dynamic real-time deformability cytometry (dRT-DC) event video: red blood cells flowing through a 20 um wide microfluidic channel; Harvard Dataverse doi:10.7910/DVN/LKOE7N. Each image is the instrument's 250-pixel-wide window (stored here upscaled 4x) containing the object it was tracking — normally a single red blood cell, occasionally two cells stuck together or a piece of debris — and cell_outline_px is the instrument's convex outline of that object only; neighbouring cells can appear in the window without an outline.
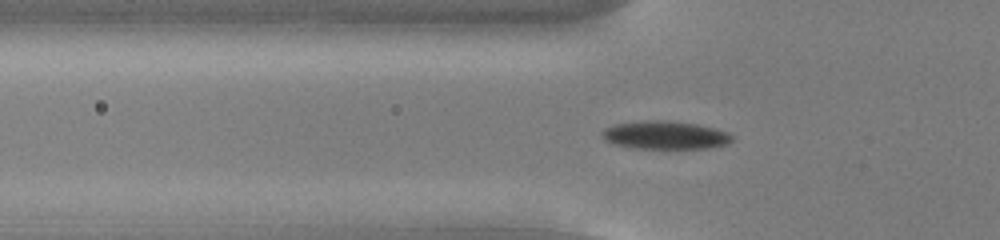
{"species": "common noctule bat (a hibernating species)", "species_latin": "Nyctalus noctula", "temperature_condition": "cold", "stored_images_in_passage": 50, "camera_frame_rate_fps": 3000, "um_per_image_px": 0.085, "animal": {"sex": "male", "body_mass_g": 13.0, "forearm_length_mm": 53.1}, "frame": {"image": 1, "passage_image": 14, "time_ms": 4.333, "image_size_px": [1000, 240], "cell_outline_px": [[736, 136], [728, 144], [708, 148], [636, 148], [616, 144], [604, 140], [600, 132], [604, 128], [616, 124], [644, 120], [668, 120], [696, 124], [716, 128], [728, 132]], "centroid_in_image_um": [56.57, 11.47], "position_along_channel_um": 69.2, "area_um2": 21.44}}
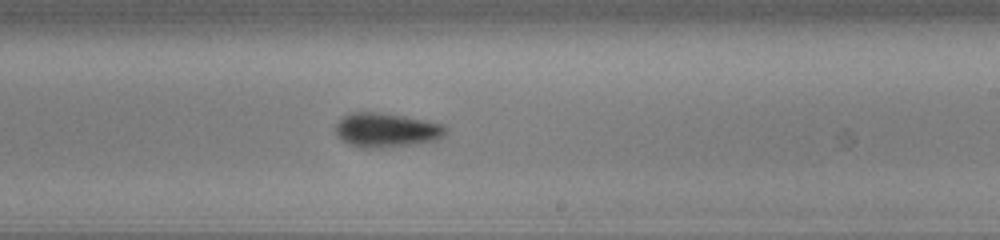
{"frame": {"image": 2, "passage_image": 29, "time_ms": 9.333, "image_size_px": [1000, 240], "cell_outline_px": [[448, 128], [444, 136], [436, 140], [416, 144], [380, 148], [360, 148], [348, 144], [340, 140], [336, 136], [336, 124], [344, 116], [352, 112], [376, 112], [404, 116], [424, 120], [440, 124]], "centroid_in_image_um": [32.82, 11.07], "position_along_channel_um": 256.2, "area_um2": 22.08}}
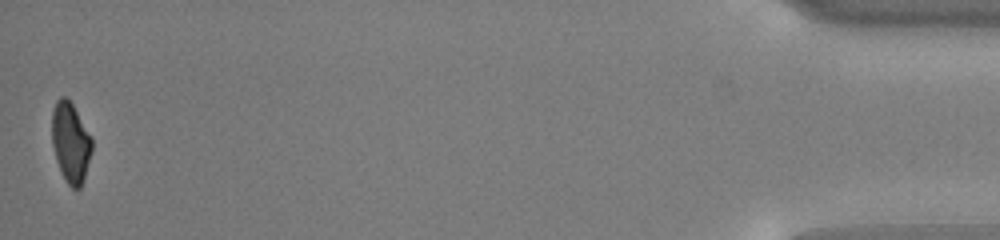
{"frame": {"image": 3, "passage_image": 50, "time_ms": 16.333, "image_size_px": [1000, 240], "cell_outline_px": [[92, 152], [80, 188], [72, 188], [68, 184], [60, 172], [56, 160], [52, 144], [52, 108], [56, 100], [60, 96], [64, 96], [72, 104], [92, 136]], "centroid_in_image_um": [5.99, 12.09], "position_along_channel_um": 429.2, "area_um2": 18.73}, "authors_computed_cell_mechanics": {"area_um2": 20.6924, "velocity_mm_per_s": 3.7632, "shape_relaxation_time_tau1_ms": 3.352, "shape_relaxation_time_tau2_ms": 4.9079, "deformation_change_tau1": 0.1261, "deformation_change_tau2": 0.0843}}